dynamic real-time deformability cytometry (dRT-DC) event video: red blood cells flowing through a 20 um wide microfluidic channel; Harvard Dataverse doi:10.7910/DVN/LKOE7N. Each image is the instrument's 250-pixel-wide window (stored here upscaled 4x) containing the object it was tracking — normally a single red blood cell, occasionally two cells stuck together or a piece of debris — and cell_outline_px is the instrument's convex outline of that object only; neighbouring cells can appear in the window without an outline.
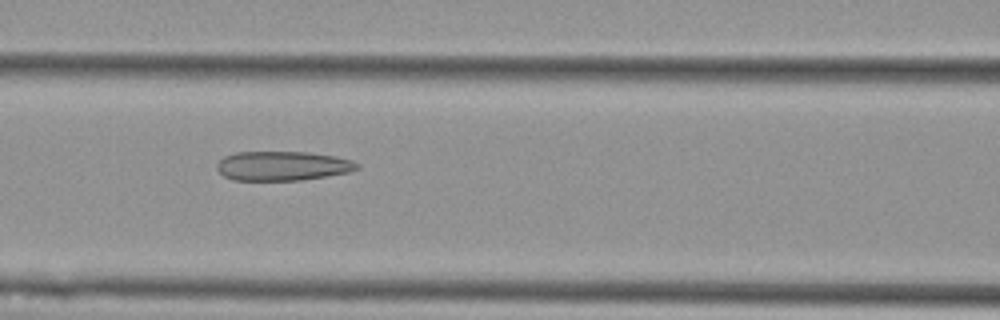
{"species": "Egyptian fruit bat (a non-hibernating species)", "species_latin": "Rousettus aegyptiacus", "temperature_condition": "cold", "stored_images_in_passage": 6, "camera_frame_rate_fps": 3000, "um_per_image_px": 0.085, "animal": {"sex": "female"}, "frame": {"image": 1, "passage_image": 4, "time_ms": 3.333, "image_size_px": [1000, 320], "cell_outline_px": [[360, 168], [348, 172], [300, 180], [232, 180], [224, 176], [216, 168], [216, 164], [224, 156], [236, 152], [308, 152], [336, 156], [352, 160], [360, 164]], "centroid_in_image_um": [24.01, 14.09], "position_along_channel_um": 142.6, "area_um2": 23.99}}
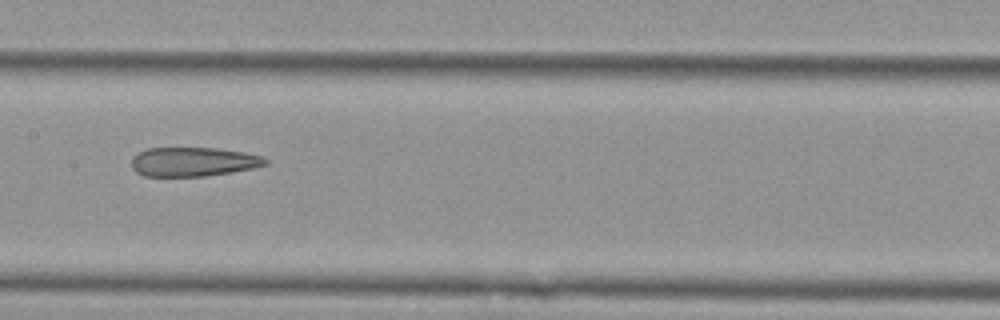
{"frame": {"image": 2, "passage_image": 5, "time_ms": 4.667, "image_size_px": [1000, 320], "cell_outline_px": [[268, 164], [252, 168], [204, 176], [144, 176], [136, 172], [132, 168], [132, 156], [148, 148], [216, 148], [244, 152], [264, 156], [268, 160]], "centroid_in_image_um": [16.42, 13.74], "position_along_channel_um": 191.0, "area_um2": 22.66}}
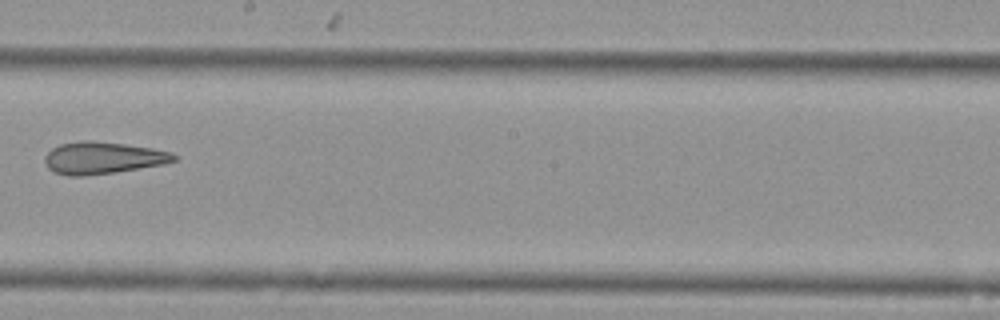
{"frame": {"image": 3, "passage_image": 6, "time_ms": 6.0, "image_size_px": [1000, 320], "cell_outline_px": [[176, 160], [164, 164], [112, 172], [84, 176], [68, 176], [56, 172], [48, 168], [44, 160], [44, 156], [52, 148], [60, 144], [84, 140], [92, 140], [124, 144], [152, 148], [172, 152], [176, 156]], "centroid_in_image_um": [8.71, 13.41], "position_along_channel_um": 239.5, "area_um2": 23.93}}